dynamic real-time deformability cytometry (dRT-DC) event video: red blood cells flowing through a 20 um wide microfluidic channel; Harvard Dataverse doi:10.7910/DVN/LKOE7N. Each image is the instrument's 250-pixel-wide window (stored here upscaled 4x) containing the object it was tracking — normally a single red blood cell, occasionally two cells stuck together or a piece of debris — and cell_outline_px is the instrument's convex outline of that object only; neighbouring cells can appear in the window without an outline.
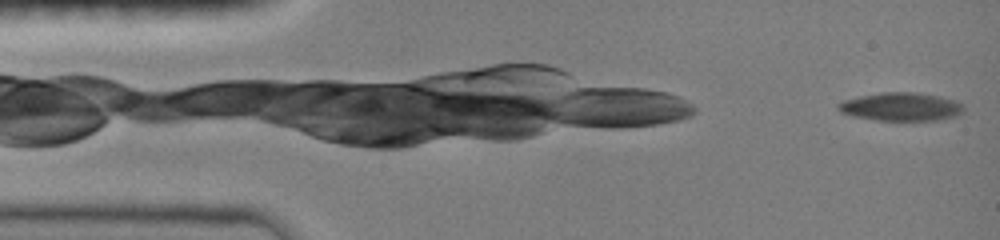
{"species": "common noctule bat (a hibernating species)", "species_latin": "Nyctalus noctula", "temperature_condition": "room temperature", "stored_images_in_passage": 70, "camera_frame_rate_fps": 3000, "um_per_image_px": 0.085, "animal": {"sex": "female", "body_mass_g": 19.0, "forearm_length_mm": 51.5}, "frame": {"image": 1, "passage_image": 1, "time_ms": 0.0, "image_size_px": [1000, 240], "cell_outline_px": [[964, 112], [956, 116], [940, 120], [876, 120], [852, 116], [840, 112], [836, 108], [836, 104], [844, 100], [860, 96], [880, 92], [916, 92], [940, 96], [956, 100], [964, 104]], "centroid_in_image_um": [76.61, 9.07], "position_along_channel_um": 8.4, "area_um2": 20.98}}
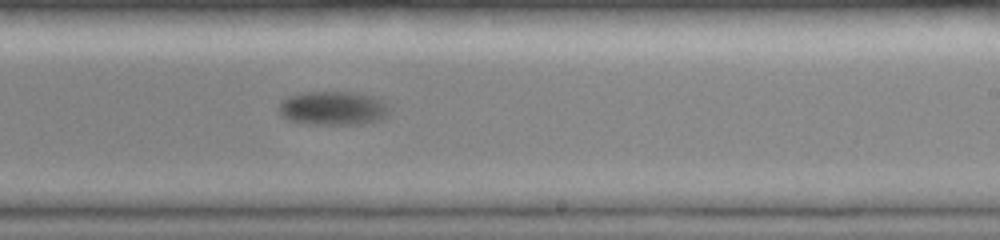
{"frame": {"image": 2, "passage_image": 45, "time_ms": 9.667, "image_size_px": [1000, 240], "cell_outline_px": [[388, 112], [380, 120], [364, 124], [312, 124], [288, 120], [280, 116], [276, 108], [280, 100], [288, 96], [304, 92], [356, 92], [372, 96], [380, 100], [388, 108]], "centroid_in_image_um": [28.21, 9.2], "position_along_channel_um": 260.8, "area_um2": 21.96}}
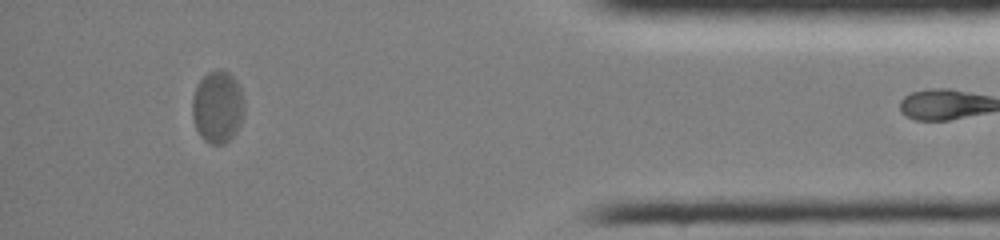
{"frame": {"image": 3, "passage_image": 69, "time_ms": 14.667, "image_size_px": [1000, 240], "cell_outline_px": [[244, 112], [240, 124], [236, 132], [224, 144], [208, 144], [200, 136], [196, 128], [192, 116], [192, 96], [200, 80], [208, 72], [216, 68], [220, 68], [228, 72], [236, 80], [240, 88], [244, 100]], "centroid_in_image_um": [18.49, 9.08], "position_along_channel_um": 416.7, "area_um2": 22.08}}